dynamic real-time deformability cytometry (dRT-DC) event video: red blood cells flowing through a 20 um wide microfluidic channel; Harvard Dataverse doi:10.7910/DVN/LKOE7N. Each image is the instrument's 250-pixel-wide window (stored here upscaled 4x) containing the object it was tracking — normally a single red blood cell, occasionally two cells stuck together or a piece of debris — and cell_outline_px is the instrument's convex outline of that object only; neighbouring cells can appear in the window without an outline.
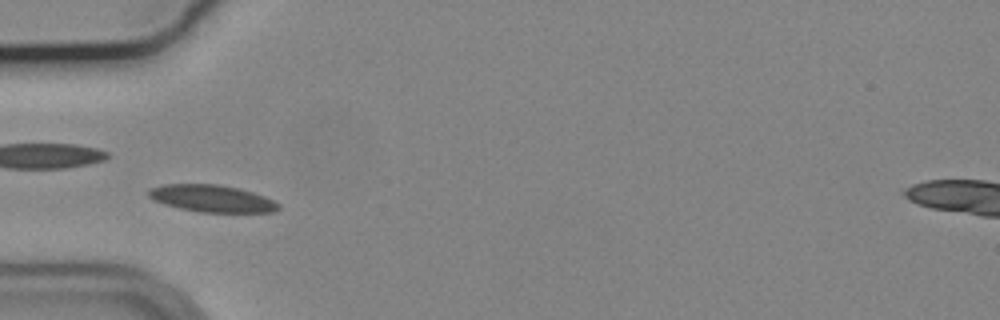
{"species": "common noctule bat (a hibernating species)", "species_latin": "Nyctalus noctula", "temperature_condition": "cold", "stored_images_in_passage": 45, "camera_frame_rate_fps": 3000, "um_per_image_px": 0.085, "animal": {"sex": "male", "body_mass_g": 19.2, "forearm_length_mm": 51.8}, "frame": {"image": 1, "passage_image": 7, "time_ms": 2.0, "image_size_px": [1000, 320], "cell_outline_px": [[280, 208], [272, 212], [200, 212], [180, 208], [164, 204], [148, 196], [148, 192], [152, 188], [164, 184], [216, 184], [236, 188], [252, 192], [264, 196], [280, 204]], "centroid_in_image_um": [18.02, 16.87], "position_along_channel_um": 67.0, "area_um2": 20.17}}